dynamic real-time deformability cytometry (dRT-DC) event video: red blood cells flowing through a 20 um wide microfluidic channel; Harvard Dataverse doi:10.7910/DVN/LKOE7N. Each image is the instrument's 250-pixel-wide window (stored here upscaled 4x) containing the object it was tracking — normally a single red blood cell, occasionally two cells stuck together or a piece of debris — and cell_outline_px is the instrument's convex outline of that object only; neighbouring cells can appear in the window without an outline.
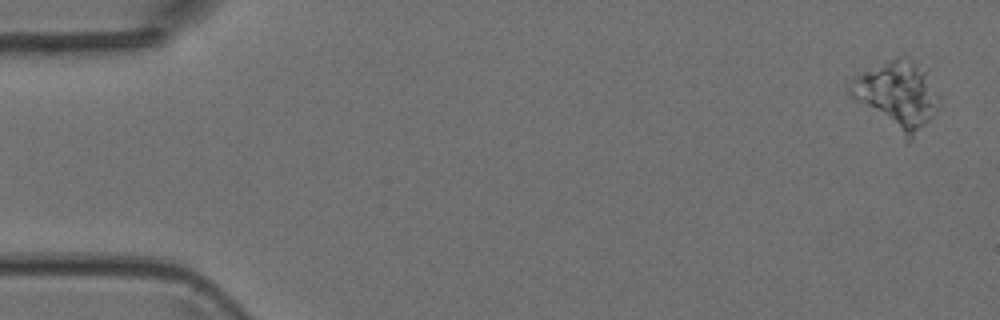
{"species": "Egyptian fruit bat (a non-hibernating species)", "species_latin": "Rousettus aegyptiacus", "temperature_condition": "room temperature", "stored_images_in_passage": 4, "camera_frame_rate_fps": 3000, "um_per_image_px": 0.085, "animal": {"sex": "female"}, "frame": {"image": 1, "passage_image": 1, "time_ms": 0.0, "image_size_px": [1000, 320], "cell_outline_px": [[940, 104], [932, 116], [912, 140], [908, 144], [856, 100], [848, 92], [848, 88], [852, 80], [856, 76], [896, 56], [908, 56], [924, 72], [940, 96]], "centroid_in_image_um": [76.28, 8.13], "position_along_channel_um": 8.7, "area_um2": 34.62}}